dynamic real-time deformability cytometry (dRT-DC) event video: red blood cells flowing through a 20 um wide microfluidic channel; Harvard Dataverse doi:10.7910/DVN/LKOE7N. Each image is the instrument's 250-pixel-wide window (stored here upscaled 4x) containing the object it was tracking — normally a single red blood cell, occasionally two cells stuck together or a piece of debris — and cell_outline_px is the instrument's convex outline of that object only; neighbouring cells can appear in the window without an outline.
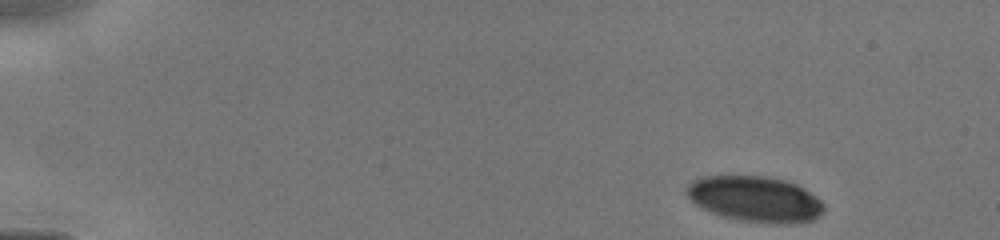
{"species": "human", "species_latin": "Homo sapiens", "temperature_condition": "cold", "stored_images_in_passage": 43, "camera_frame_rate_fps": 3000, "um_per_image_px": 0.085, "donor": {"sex": "male"}, "frame": {"image": 1, "passage_image": 1, "time_ms": 0.0, "image_size_px": [1000, 240], "cell_outline_px": [[824, 212], [820, 216], [812, 220], [800, 224], [768, 224], [736, 220], [712, 212], [696, 204], [684, 192], [688, 184], [692, 180], [704, 176], [764, 176], [784, 180], [796, 184], [820, 200], [824, 204]], "centroid_in_image_um": [64.2, 16.94], "position_along_channel_um": 20.8, "area_um2": 36.76}}
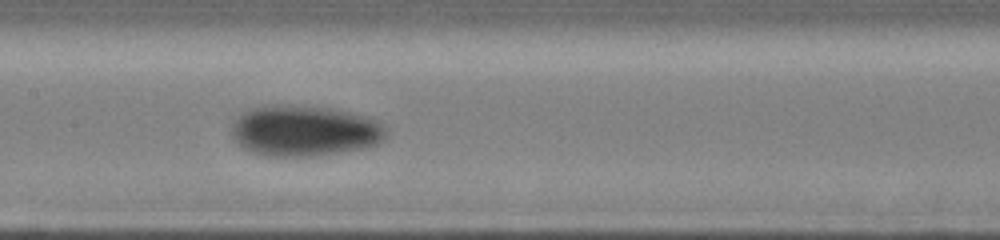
{"frame": {"image": 2, "passage_image": 20, "time_ms": 6.333, "image_size_px": [1000, 240], "cell_outline_px": [[388, 132], [384, 140], [368, 148], [312, 156], [264, 156], [252, 152], [244, 148], [236, 140], [232, 132], [232, 124], [236, 116], [240, 112], [248, 108], [260, 104], [288, 104], [332, 108], [372, 116], [384, 124], [388, 128]], "centroid_in_image_um": [25.92, 11.08], "position_along_channel_um": 181.5, "area_um2": 46.99}}
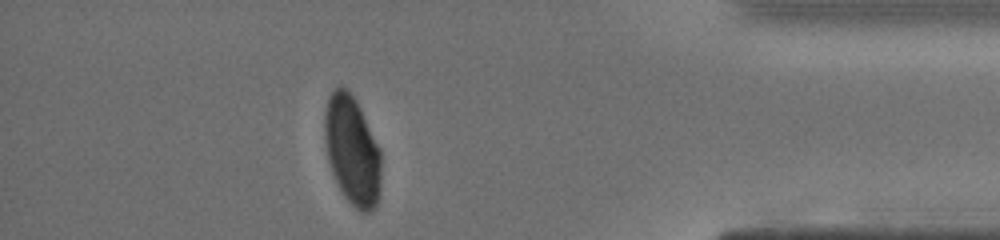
{"frame": {"image": 3, "passage_image": 36, "time_ms": 12.0, "image_size_px": [1000, 240], "cell_outline_px": [[380, 192], [376, 204], [368, 212], [360, 212], [344, 196], [332, 172], [328, 160], [324, 140], [324, 112], [328, 96], [340, 84], [356, 100], [380, 148]], "centroid_in_image_um": [29.92, 12.77], "position_along_channel_um": 405.3, "area_um2": 35.72}}